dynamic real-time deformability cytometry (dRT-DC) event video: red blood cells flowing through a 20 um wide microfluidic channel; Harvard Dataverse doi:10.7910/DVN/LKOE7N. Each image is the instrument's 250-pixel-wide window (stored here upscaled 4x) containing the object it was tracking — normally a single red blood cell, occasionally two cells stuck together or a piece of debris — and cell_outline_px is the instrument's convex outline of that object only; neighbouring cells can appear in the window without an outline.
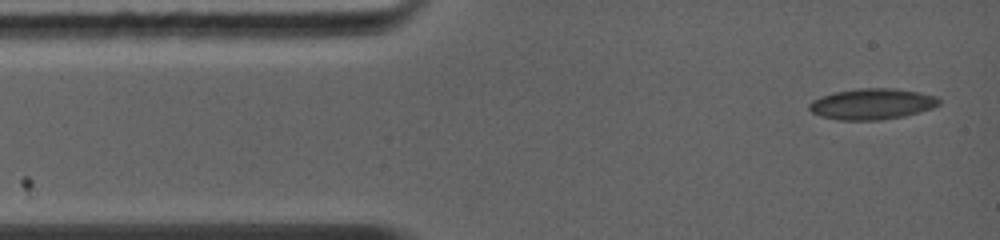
{"species": "common noctule bat (a hibernating species)", "species_latin": "Nyctalus noctula", "temperature_condition": "warm", "stored_images_in_passage": 11, "camera_frame_rate_fps": 5000, "um_per_image_px": 0.085, "animal": {"sex": "female", "body_mass_g": 19.0, "forearm_length_mm": 56.7}, "frame": {"image": 1, "passage_image": 1, "time_ms": 0.0, "image_size_px": [1000, 240], "cell_outline_px": [[940, 104], [932, 108], [920, 112], [904, 116], [880, 120], [836, 120], [820, 116], [812, 112], [808, 108], [808, 104], [812, 100], [820, 96], [836, 92], [860, 88], [892, 88], [920, 92], [936, 96], [940, 100]], "centroid_in_image_um": [74.11, 8.84], "position_along_channel_um": 10.9, "area_um2": 23.52}}
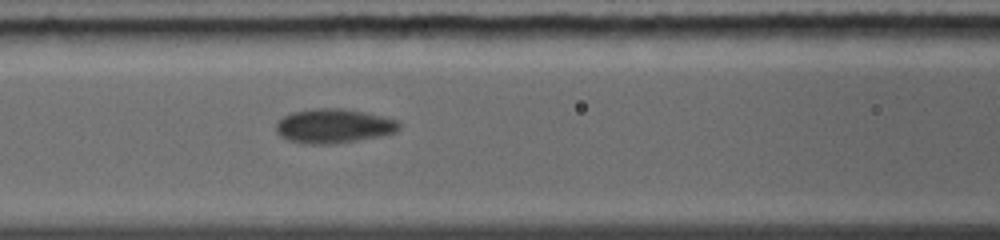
{"frame": {"image": 2, "passage_image": 7, "time_ms": 4.4, "image_size_px": [1000, 240], "cell_outline_px": [[400, 128], [396, 132], [380, 136], [356, 140], [328, 144], [304, 144], [288, 140], [280, 136], [276, 132], [276, 124], [284, 116], [292, 112], [312, 108], [344, 108], [384, 116], [396, 120], [400, 124]], "centroid_in_image_um": [28.35, 10.7], "position_along_channel_um": 138.3, "area_um2": 24.62}}
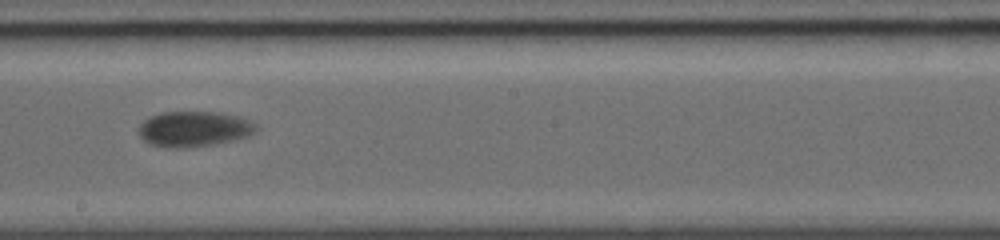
{"frame": {"image": 3, "passage_image": 10, "time_ms": 6.6, "image_size_px": [1000, 240], "cell_outline_px": [[260, 128], [256, 132], [248, 136], [236, 140], [216, 144], [180, 148], [172, 148], [148, 144], [136, 132], [140, 124], [144, 120], [160, 112], [220, 112], [240, 116], [252, 120]], "centroid_in_image_um": [16.53, 10.96], "position_along_channel_um": 231.7, "area_um2": 24.74}}